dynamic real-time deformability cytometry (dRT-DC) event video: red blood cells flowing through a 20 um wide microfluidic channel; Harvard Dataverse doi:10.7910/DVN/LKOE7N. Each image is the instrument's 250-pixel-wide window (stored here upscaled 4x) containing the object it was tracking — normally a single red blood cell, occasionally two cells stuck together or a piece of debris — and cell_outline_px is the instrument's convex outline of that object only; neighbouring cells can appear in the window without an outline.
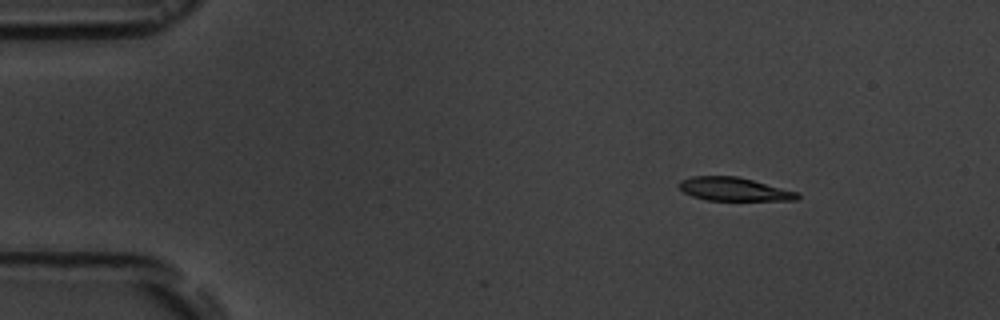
{"species": "common noctule bat (a hibernating species)", "species_latin": "Nyctalus noctula", "temperature_condition": "room temperature", "stored_images_in_passage": 4, "camera_frame_rate_fps": 3000, "um_per_image_px": 0.085, "animal": {"sex": "male", "body_mass_g": 19.5, "forearm_length_mm": 54.6}, "frame": {"image": 1, "passage_image": 2, "time_ms": 1.0, "image_size_px": [1000, 320], "cell_outline_px": [[800, 196], [796, 200], [708, 200], [692, 196], [684, 192], [680, 188], [680, 180], [692, 176], [736, 176], [800, 192]], "centroid_in_image_um": [62.41, 16.08], "position_along_channel_um": 22.6, "area_um2": 16.01}}
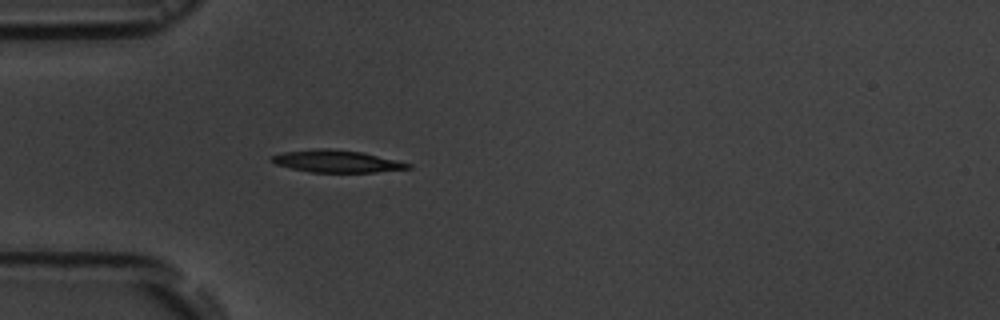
{"frame": {"image": 2, "passage_image": 4, "time_ms": 4.0, "image_size_px": [1000, 320], "cell_outline_px": [[412, 168], [376, 172], [312, 172], [292, 168], [276, 164], [268, 160], [272, 156], [284, 152], [316, 148], [332, 148], [360, 152], [396, 160], [412, 164]], "centroid_in_image_um": [28.61, 13.7], "position_along_channel_um": 56.4, "area_um2": 17.51}}